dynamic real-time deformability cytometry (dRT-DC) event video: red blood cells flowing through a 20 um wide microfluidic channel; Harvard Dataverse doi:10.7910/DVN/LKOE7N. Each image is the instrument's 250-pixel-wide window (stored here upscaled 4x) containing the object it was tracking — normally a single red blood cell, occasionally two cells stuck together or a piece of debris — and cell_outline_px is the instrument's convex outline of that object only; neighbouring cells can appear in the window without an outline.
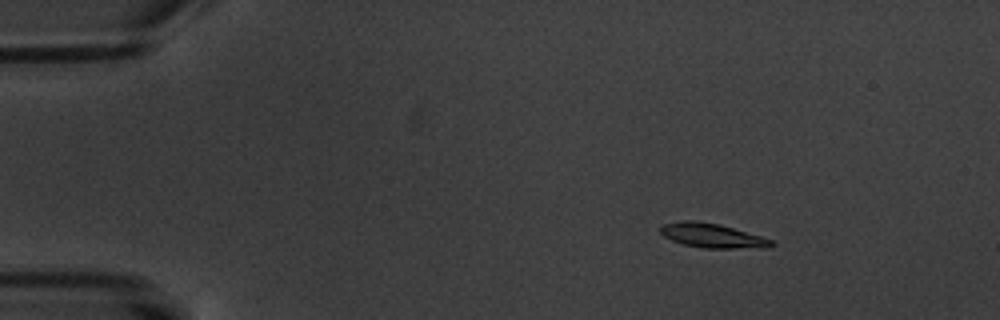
{"species": "common noctule bat (a hibernating species)", "species_latin": "Nyctalus noctula", "temperature_condition": "warm", "stored_images_in_passage": 8, "camera_frame_rate_fps": 3000, "um_per_image_px": 0.085, "animal": {"sex": "male", "body_mass_g": 20.1, "forearm_length_mm": 53.5}, "frame": {"image": 1, "passage_image": 3, "time_ms": 2.667, "image_size_px": [1000, 320], "cell_outline_px": [[776, 244], [772, 248], [704, 248], [684, 244], [672, 240], [664, 236], [660, 232], [660, 228], [664, 224], [684, 220], [692, 220], [720, 224], [760, 236], [772, 240]], "centroid_in_image_um": [60.58, 20.03], "position_along_channel_um": 24.4, "area_um2": 15.66}}
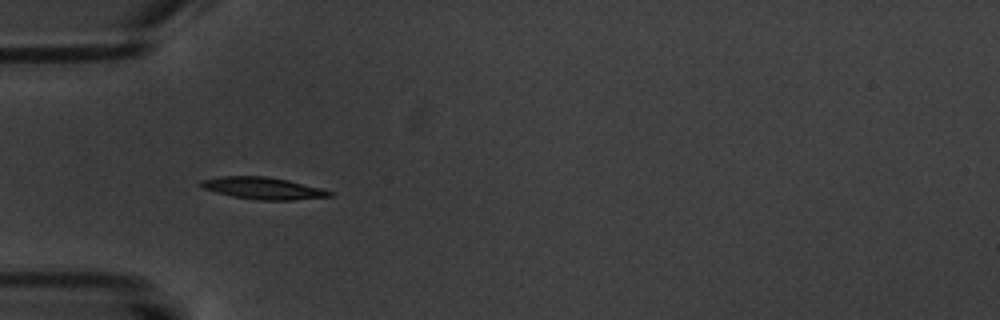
{"frame": {"image": 2, "passage_image": 6, "time_ms": 6.0, "image_size_px": [1000, 320], "cell_outline_px": [[332, 196], [292, 200], [256, 200], [232, 196], [216, 192], [204, 188], [200, 184], [200, 180], [220, 176], [264, 176], [288, 180], [320, 188], [332, 192]], "centroid_in_image_um": [22.33, 16.0], "position_along_channel_um": 62.7, "area_um2": 16.3}}